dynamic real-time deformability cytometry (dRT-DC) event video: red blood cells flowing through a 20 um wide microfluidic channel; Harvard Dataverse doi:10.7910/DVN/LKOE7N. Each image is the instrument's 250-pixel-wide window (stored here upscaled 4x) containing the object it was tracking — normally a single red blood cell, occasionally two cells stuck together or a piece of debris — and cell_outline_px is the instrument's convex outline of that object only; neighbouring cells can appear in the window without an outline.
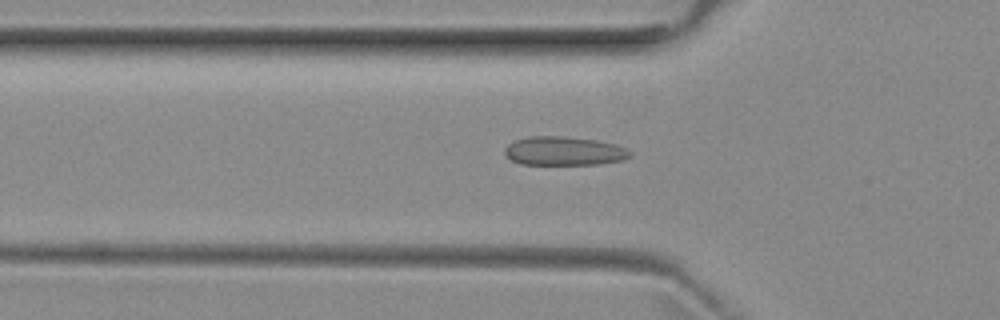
{"species": "common noctule bat (a hibernating species)", "species_latin": "Nyctalus noctula", "temperature_condition": "room temperature", "stored_images_in_passage": 42, "camera_frame_rate_fps": 3000, "um_per_image_px": 0.085, "animal": {"sex": "female", "body_mass_g": 29.2, "forearm_length_mm": 56.3}, "frame": {"image": 1, "passage_image": 9, "time_ms": 2.667, "image_size_px": [1000, 320], "cell_outline_px": [[632, 156], [624, 160], [600, 164], [520, 164], [504, 156], [504, 148], [508, 144], [516, 140], [528, 136], [560, 136], [596, 140], [616, 144], [628, 148], [632, 152]], "centroid_in_image_um": [47.96, 12.84], "position_along_channel_um": 77.8, "area_um2": 21.27}}
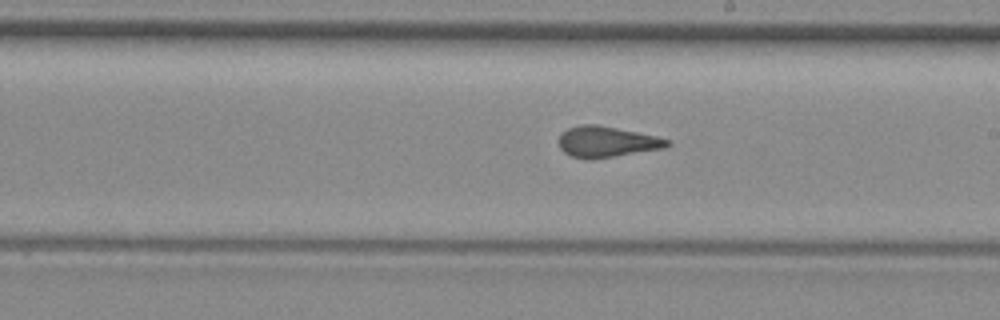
{"frame": {"image": 2, "passage_image": 21, "time_ms": 6.667, "image_size_px": [1000, 320], "cell_outline_px": [[672, 144], [664, 148], [592, 160], [588, 160], [572, 156], [564, 152], [560, 148], [556, 140], [560, 132], [568, 128], [580, 124], [600, 124], [656, 136], [668, 140]], "centroid_in_image_um": [51.51, 12.05], "position_along_channel_um": 237.5, "area_um2": 19.88}}
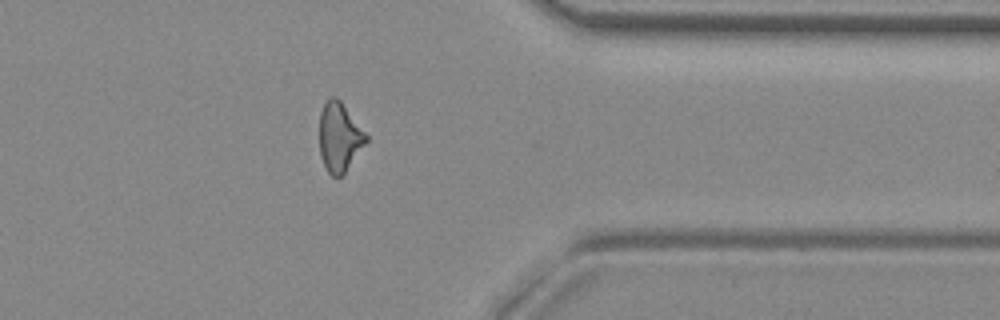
{"frame": {"image": 3, "passage_image": 33, "time_ms": 10.667, "image_size_px": [1000, 320], "cell_outline_px": [[368, 140], [344, 172], [340, 176], [332, 176], [328, 172], [320, 156], [320, 112], [328, 96], [336, 96], [340, 100], [368, 136]], "centroid_in_image_um": [28.83, 11.62], "position_along_channel_um": 382.6, "area_um2": 18.5}, "authors_computed_cell_mechanics": {"area_um2": 19.5653, "velocity_mm_per_s": 3.9728, "shape_relaxation_time_tau1_ms": null, "shape_relaxation_time_tau2_ms": 1.1542, "deformation_change_tau1": null, "deformation_change_tau2": 0.0642}}